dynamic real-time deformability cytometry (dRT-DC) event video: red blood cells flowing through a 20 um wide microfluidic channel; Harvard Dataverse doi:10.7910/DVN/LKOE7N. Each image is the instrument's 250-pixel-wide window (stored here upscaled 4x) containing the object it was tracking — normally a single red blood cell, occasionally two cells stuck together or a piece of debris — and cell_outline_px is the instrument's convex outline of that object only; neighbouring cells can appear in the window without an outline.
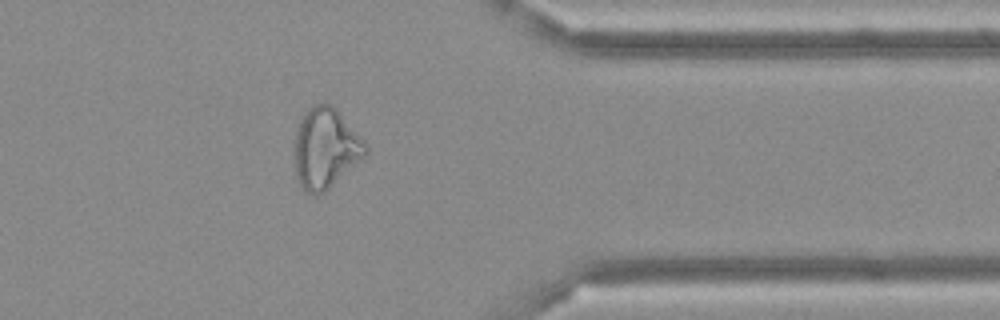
{"species": "Egyptian fruit bat (a non-hibernating species)", "species_latin": "Rousettus aegyptiacus", "temperature_condition": "cold", "stored_images_in_passage": 44, "camera_frame_rate_fps": 3000, "um_per_image_px": 0.085, "frame": {"image": 1, "passage_image": 34, "time_ms": 11.0, "image_size_px": [1000, 320], "cell_outline_px": [[368, 152], [364, 156], [324, 192], [316, 196], [312, 196], [304, 192], [296, 180], [292, 156], [296, 132], [300, 120], [304, 112], [316, 104], [332, 104], [336, 108], [364, 140], [368, 148]], "centroid_in_image_um": [27.61, 12.63], "position_along_channel_um": 383.8, "area_um2": 33.58}}
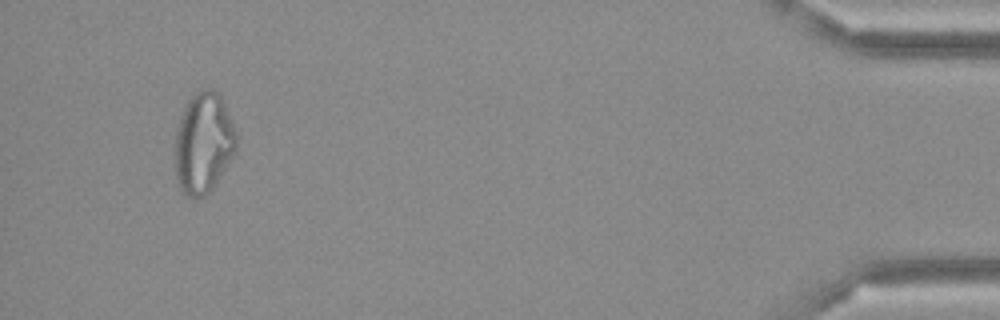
{"frame": {"image": 2, "passage_image": 41, "time_ms": 13.333, "image_size_px": [1000, 320], "cell_outline_px": [[236, 152], [212, 188], [204, 196], [188, 196], [180, 188], [176, 176], [176, 132], [180, 116], [188, 100], [196, 92], [204, 88], [212, 88], [220, 96], [232, 120], [236, 132]], "centroid_in_image_um": [17.31, 12.12], "position_along_channel_um": 417.9, "area_um2": 35.6}}